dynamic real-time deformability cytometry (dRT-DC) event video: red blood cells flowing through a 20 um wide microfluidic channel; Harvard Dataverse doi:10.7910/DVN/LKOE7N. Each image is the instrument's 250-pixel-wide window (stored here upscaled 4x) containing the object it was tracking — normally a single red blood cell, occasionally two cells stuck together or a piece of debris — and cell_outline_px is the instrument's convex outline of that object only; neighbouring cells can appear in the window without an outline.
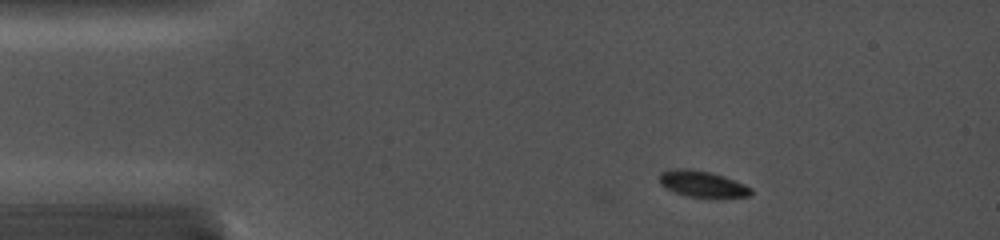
{"species": "common noctule bat (a hibernating species)", "species_latin": "Nyctalus noctula", "temperature_condition": "cold", "stored_images_in_passage": 11, "camera_frame_rate_fps": 5000, "um_per_image_px": 0.085, "animal": {"sex": "female", "body_mass_g": 19.0, "forearm_length_mm": 56.7}, "frame": {"image": 1, "passage_image": 1, "time_ms": 0.0, "image_size_px": [1000, 240], "cell_outline_px": [[752, 196], [720, 200], [716, 200], [688, 196], [676, 192], [660, 184], [660, 172], [676, 168], [688, 168], [712, 172], [736, 180], [752, 188]], "centroid_in_image_um": [59.81, 15.68], "position_along_channel_um": 25.2, "area_um2": 14.68}}
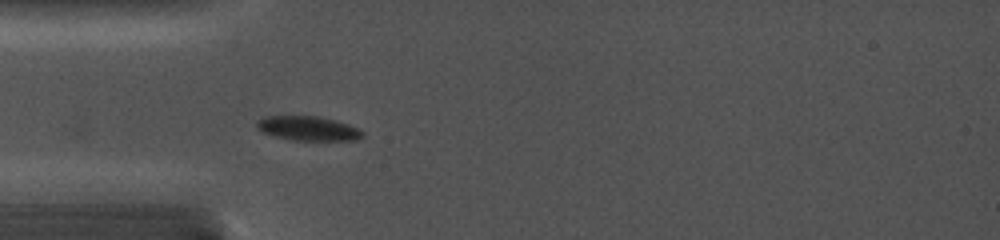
{"frame": {"image": 2, "passage_image": 8, "time_ms": 2.4, "image_size_px": [1000, 240], "cell_outline_px": [[364, 136], [356, 140], [292, 140], [276, 136], [264, 132], [256, 124], [256, 120], [264, 116], [316, 116], [336, 120], [360, 128], [364, 132]], "centroid_in_image_um": [26.24, 10.91], "position_along_channel_um": 58.8, "area_um2": 14.97}}